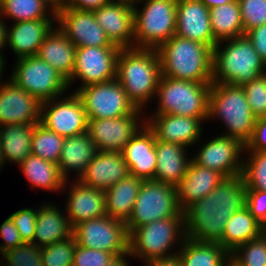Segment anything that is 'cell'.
Segmentation results:
<instances>
[{
	"instance_id": "obj_34",
	"label": "cell",
	"mask_w": 266,
	"mask_h": 266,
	"mask_svg": "<svg viewBox=\"0 0 266 266\" xmlns=\"http://www.w3.org/2000/svg\"><path fill=\"white\" fill-rule=\"evenodd\" d=\"M34 125L9 124L0 127V149L3 161L17 162L20 165L31 154Z\"/></svg>"
},
{
	"instance_id": "obj_26",
	"label": "cell",
	"mask_w": 266,
	"mask_h": 266,
	"mask_svg": "<svg viewBox=\"0 0 266 266\" xmlns=\"http://www.w3.org/2000/svg\"><path fill=\"white\" fill-rule=\"evenodd\" d=\"M67 209V218L71 227L82 221L106 215L105 192L86 186L79 180L71 185Z\"/></svg>"
},
{
	"instance_id": "obj_19",
	"label": "cell",
	"mask_w": 266,
	"mask_h": 266,
	"mask_svg": "<svg viewBox=\"0 0 266 266\" xmlns=\"http://www.w3.org/2000/svg\"><path fill=\"white\" fill-rule=\"evenodd\" d=\"M93 13L113 45L121 49L135 48L133 4L112 0Z\"/></svg>"
},
{
	"instance_id": "obj_16",
	"label": "cell",
	"mask_w": 266,
	"mask_h": 266,
	"mask_svg": "<svg viewBox=\"0 0 266 266\" xmlns=\"http://www.w3.org/2000/svg\"><path fill=\"white\" fill-rule=\"evenodd\" d=\"M141 109L130 115L113 119H88L87 133L97 151L122 152L125 145L139 130Z\"/></svg>"
},
{
	"instance_id": "obj_24",
	"label": "cell",
	"mask_w": 266,
	"mask_h": 266,
	"mask_svg": "<svg viewBox=\"0 0 266 266\" xmlns=\"http://www.w3.org/2000/svg\"><path fill=\"white\" fill-rule=\"evenodd\" d=\"M225 177L191 160L182 181L175 187L179 208L184 211L195 201L209 195Z\"/></svg>"
},
{
	"instance_id": "obj_51",
	"label": "cell",
	"mask_w": 266,
	"mask_h": 266,
	"mask_svg": "<svg viewBox=\"0 0 266 266\" xmlns=\"http://www.w3.org/2000/svg\"><path fill=\"white\" fill-rule=\"evenodd\" d=\"M112 0H65L61 8H71L82 11H95L107 5Z\"/></svg>"
},
{
	"instance_id": "obj_57",
	"label": "cell",
	"mask_w": 266,
	"mask_h": 266,
	"mask_svg": "<svg viewBox=\"0 0 266 266\" xmlns=\"http://www.w3.org/2000/svg\"><path fill=\"white\" fill-rule=\"evenodd\" d=\"M4 61H5L4 58L3 57H0V76L2 75V71H3L4 65H5L4 64Z\"/></svg>"
},
{
	"instance_id": "obj_41",
	"label": "cell",
	"mask_w": 266,
	"mask_h": 266,
	"mask_svg": "<svg viewBox=\"0 0 266 266\" xmlns=\"http://www.w3.org/2000/svg\"><path fill=\"white\" fill-rule=\"evenodd\" d=\"M76 240L72 235L64 241L42 247L43 266H72Z\"/></svg>"
},
{
	"instance_id": "obj_11",
	"label": "cell",
	"mask_w": 266,
	"mask_h": 266,
	"mask_svg": "<svg viewBox=\"0 0 266 266\" xmlns=\"http://www.w3.org/2000/svg\"><path fill=\"white\" fill-rule=\"evenodd\" d=\"M17 62L10 79L41 102L58 99L67 90V80L37 55L18 58Z\"/></svg>"
},
{
	"instance_id": "obj_18",
	"label": "cell",
	"mask_w": 266,
	"mask_h": 266,
	"mask_svg": "<svg viewBox=\"0 0 266 266\" xmlns=\"http://www.w3.org/2000/svg\"><path fill=\"white\" fill-rule=\"evenodd\" d=\"M42 102L21 89L13 80L0 85V127L36 124L41 120Z\"/></svg>"
},
{
	"instance_id": "obj_49",
	"label": "cell",
	"mask_w": 266,
	"mask_h": 266,
	"mask_svg": "<svg viewBox=\"0 0 266 266\" xmlns=\"http://www.w3.org/2000/svg\"><path fill=\"white\" fill-rule=\"evenodd\" d=\"M244 149L246 151H266V117L256 119L252 137Z\"/></svg>"
},
{
	"instance_id": "obj_31",
	"label": "cell",
	"mask_w": 266,
	"mask_h": 266,
	"mask_svg": "<svg viewBox=\"0 0 266 266\" xmlns=\"http://www.w3.org/2000/svg\"><path fill=\"white\" fill-rule=\"evenodd\" d=\"M142 182V179L129 174L105 190L106 214L126 223L131 217Z\"/></svg>"
},
{
	"instance_id": "obj_37",
	"label": "cell",
	"mask_w": 266,
	"mask_h": 266,
	"mask_svg": "<svg viewBox=\"0 0 266 266\" xmlns=\"http://www.w3.org/2000/svg\"><path fill=\"white\" fill-rule=\"evenodd\" d=\"M64 137L36 123L31 141V154L57 164L61 155Z\"/></svg>"
},
{
	"instance_id": "obj_35",
	"label": "cell",
	"mask_w": 266,
	"mask_h": 266,
	"mask_svg": "<svg viewBox=\"0 0 266 266\" xmlns=\"http://www.w3.org/2000/svg\"><path fill=\"white\" fill-rule=\"evenodd\" d=\"M19 167L29 180L31 187L57 191L66 186L67 180L62 176L58 165L43 160L39 156L30 154Z\"/></svg>"
},
{
	"instance_id": "obj_44",
	"label": "cell",
	"mask_w": 266,
	"mask_h": 266,
	"mask_svg": "<svg viewBox=\"0 0 266 266\" xmlns=\"http://www.w3.org/2000/svg\"><path fill=\"white\" fill-rule=\"evenodd\" d=\"M244 34L266 24V0H239Z\"/></svg>"
},
{
	"instance_id": "obj_42",
	"label": "cell",
	"mask_w": 266,
	"mask_h": 266,
	"mask_svg": "<svg viewBox=\"0 0 266 266\" xmlns=\"http://www.w3.org/2000/svg\"><path fill=\"white\" fill-rule=\"evenodd\" d=\"M11 266H43L42 248L33 243H23L2 253Z\"/></svg>"
},
{
	"instance_id": "obj_29",
	"label": "cell",
	"mask_w": 266,
	"mask_h": 266,
	"mask_svg": "<svg viewBox=\"0 0 266 266\" xmlns=\"http://www.w3.org/2000/svg\"><path fill=\"white\" fill-rule=\"evenodd\" d=\"M44 205L37 211L33 238V244L41 248L70 238L73 231L67 216L65 218L57 207L55 208L52 204ZM36 240L39 243H36Z\"/></svg>"
},
{
	"instance_id": "obj_56",
	"label": "cell",
	"mask_w": 266,
	"mask_h": 266,
	"mask_svg": "<svg viewBox=\"0 0 266 266\" xmlns=\"http://www.w3.org/2000/svg\"><path fill=\"white\" fill-rule=\"evenodd\" d=\"M44 1H46L52 8L50 9L52 15L56 14L55 12L58 11L64 5L65 2V0H44Z\"/></svg>"
},
{
	"instance_id": "obj_15",
	"label": "cell",
	"mask_w": 266,
	"mask_h": 266,
	"mask_svg": "<svg viewBox=\"0 0 266 266\" xmlns=\"http://www.w3.org/2000/svg\"><path fill=\"white\" fill-rule=\"evenodd\" d=\"M55 13L59 29L76 48L116 46L97 23L93 11L60 8Z\"/></svg>"
},
{
	"instance_id": "obj_14",
	"label": "cell",
	"mask_w": 266,
	"mask_h": 266,
	"mask_svg": "<svg viewBox=\"0 0 266 266\" xmlns=\"http://www.w3.org/2000/svg\"><path fill=\"white\" fill-rule=\"evenodd\" d=\"M120 50L117 46L76 48L75 66L67 81L68 88L73 79L77 78L83 81L81 87L115 79Z\"/></svg>"
},
{
	"instance_id": "obj_3",
	"label": "cell",
	"mask_w": 266,
	"mask_h": 266,
	"mask_svg": "<svg viewBox=\"0 0 266 266\" xmlns=\"http://www.w3.org/2000/svg\"><path fill=\"white\" fill-rule=\"evenodd\" d=\"M160 77L161 67L157 50L140 48L120 50L116 79L137 109L142 110L146 102L155 96Z\"/></svg>"
},
{
	"instance_id": "obj_2",
	"label": "cell",
	"mask_w": 266,
	"mask_h": 266,
	"mask_svg": "<svg viewBox=\"0 0 266 266\" xmlns=\"http://www.w3.org/2000/svg\"><path fill=\"white\" fill-rule=\"evenodd\" d=\"M157 52L161 76L213 83V49L208 45L174 35Z\"/></svg>"
},
{
	"instance_id": "obj_1",
	"label": "cell",
	"mask_w": 266,
	"mask_h": 266,
	"mask_svg": "<svg viewBox=\"0 0 266 266\" xmlns=\"http://www.w3.org/2000/svg\"><path fill=\"white\" fill-rule=\"evenodd\" d=\"M242 175L225 177L216 188L184 211L185 234L199 242H220L227 221L246 206Z\"/></svg>"
},
{
	"instance_id": "obj_52",
	"label": "cell",
	"mask_w": 266,
	"mask_h": 266,
	"mask_svg": "<svg viewBox=\"0 0 266 266\" xmlns=\"http://www.w3.org/2000/svg\"><path fill=\"white\" fill-rule=\"evenodd\" d=\"M147 266H181L177 256L166 259H155L146 262Z\"/></svg>"
},
{
	"instance_id": "obj_13",
	"label": "cell",
	"mask_w": 266,
	"mask_h": 266,
	"mask_svg": "<svg viewBox=\"0 0 266 266\" xmlns=\"http://www.w3.org/2000/svg\"><path fill=\"white\" fill-rule=\"evenodd\" d=\"M61 100L42 102L40 123L64 138L87 132L88 117L81 98L74 92Z\"/></svg>"
},
{
	"instance_id": "obj_47",
	"label": "cell",
	"mask_w": 266,
	"mask_h": 266,
	"mask_svg": "<svg viewBox=\"0 0 266 266\" xmlns=\"http://www.w3.org/2000/svg\"><path fill=\"white\" fill-rule=\"evenodd\" d=\"M246 207L254 218L266 228V191L247 190Z\"/></svg>"
},
{
	"instance_id": "obj_20",
	"label": "cell",
	"mask_w": 266,
	"mask_h": 266,
	"mask_svg": "<svg viewBox=\"0 0 266 266\" xmlns=\"http://www.w3.org/2000/svg\"><path fill=\"white\" fill-rule=\"evenodd\" d=\"M175 35L208 45L218 43L213 36L210 9L200 0H178Z\"/></svg>"
},
{
	"instance_id": "obj_5",
	"label": "cell",
	"mask_w": 266,
	"mask_h": 266,
	"mask_svg": "<svg viewBox=\"0 0 266 266\" xmlns=\"http://www.w3.org/2000/svg\"><path fill=\"white\" fill-rule=\"evenodd\" d=\"M220 117L229 132L244 146L251 139L256 118L253 116L242 86L212 83L209 93V115Z\"/></svg>"
},
{
	"instance_id": "obj_33",
	"label": "cell",
	"mask_w": 266,
	"mask_h": 266,
	"mask_svg": "<svg viewBox=\"0 0 266 266\" xmlns=\"http://www.w3.org/2000/svg\"><path fill=\"white\" fill-rule=\"evenodd\" d=\"M266 228L259 223L245 206L229 218L219 244L231 253L241 244L261 236Z\"/></svg>"
},
{
	"instance_id": "obj_7",
	"label": "cell",
	"mask_w": 266,
	"mask_h": 266,
	"mask_svg": "<svg viewBox=\"0 0 266 266\" xmlns=\"http://www.w3.org/2000/svg\"><path fill=\"white\" fill-rule=\"evenodd\" d=\"M178 0H146L141 11L134 6L135 48L157 50L175 35Z\"/></svg>"
},
{
	"instance_id": "obj_46",
	"label": "cell",
	"mask_w": 266,
	"mask_h": 266,
	"mask_svg": "<svg viewBox=\"0 0 266 266\" xmlns=\"http://www.w3.org/2000/svg\"><path fill=\"white\" fill-rule=\"evenodd\" d=\"M37 211L31 208H23L9 216L17 227L24 243H33Z\"/></svg>"
},
{
	"instance_id": "obj_28",
	"label": "cell",
	"mask_w": 266,
	"mask_h": 266,
	"mask_svg": "<svg viewBox=\"0 0 266 266\" xmlns=\"http://www.w3.org/2000/svg\"><path fill=\"white\" fill-rule=\"evenodd\" d=\"M186 147L156 139V170L153 181L177 186L184 178L192 159L186 158Z\"/></svg>"
},
{
	"instance_id": "obj_9",
	"label": "cell",
	"mask_w": 266,
	"mask_h": 266,
	"mask_svg": "<svg viewBox=\"0 0 266 266\" xmlns=\"http://www.w3.org/2000/svg\"><path fill=\"white\" fill-rule=\"evenodd\" d=\"M171 217H184L175 186L146 180L141 183L131 217L126 222L127 231L130 234L147 223Z\"/></svg>"
},
{
	"instance_id": "obj_23",
	"label": "cell",
	"mask_w": 266,
	"mask_h": 266,
	"mask_svg": "<svg viewBox=\"0 0 266 266\" xmlns=\"http://www.w3.org/2000/svg\"><path fill=\"white\" fill-rule=\"evenodd\" d=\"M128 175L129 170L121 152L97 151L79 181L105 191Z\"/></svg>"
},
{
	"instance_id": "obj_17",
	"label": "cell",
	"mask_w": 266,
	"mask_h": 266,
	"mask_svg": "<svg viewBox=\"0 0 266 266\" xmlns=\"http://www.w3.org/2000/svg\"><path fill=\"white\" fill-rule=\"evenodd\" d=\"M244 148L238 139L222 135L208 141L191 159L204 168L218 171L224 177L238 176L242 173L243 161L239 156Z\"/></svg>"
},
{
	"instance_id": "obj_6",
	"label": "cell",
	"mask_w": 266,
	"mask_h": 266,
	"mask_svg": "<svg viewBox=\"0 0 266 266\" xmlns=\"http://www.w3.org/2000/svg\"><path fill=\"white\" fill-rule=\"evenodd\" d=\"M211 84L161 76L156 91L160 106L154 114L208 118Z\"/></svg>"
},
{
	"instance_id": "obj_32",
	"label": "cell",
	"mask_w": 266,
	"mask_h": 266,
	"mask_svg": "<svg viewBox=\"0 0 266 266\" xmlns=\"http://www.w3.org/2000/svg\"><path fill=\"white\" fill-rule=\"evenodd\" d=\"M96 152V146L87 132L65 137L57 163L62 176L67 180L68 170L71 169L80 172L77 176H81Z\"/></svg>"
},
{
	"instance_id": "obj_12",
	"label": "cell",
	"mask_w": 266,
	"mask_h": 266,
	"mask_svg": "<svg viewBox=\"0 0 266 266\" xmlns=\"http://www.w3.org/2000/svg\"><path fill=\"white\" fill-rule=\"evenodd\" d=\"M75 93L81 98L88 119H113L137 110L116 78L80 87Z\"/></svg>"
},
{
	"instance_id": "obj_45",
	"label": "cell",
	"mask_w": 266,
	"mask_h": 266,
	"mask_svg": "<svg viewBox=\"0 0 266 266\" xmlns=\"http://www.w3.org/2000/svg\"><path fill=\"white\" fill-rule=\"evenodd\" d=\"M115 256L102 250L84 248L76 244L72 266H105Z\"/></svg>"
},
{
	"instance_id": "obj_36",
	"label": "cell",
	"mask_w": 266,
	"mask_h": 266,
	"mask_svg": "<svg viewBox=\"0 0 266 266\" xmlns=\"http://www.w3.org/2000/svg\"><path fill=\"white\" fill-rule=\"evenodd\" d=\"M210 22L214 38L219 42L244 35L238 2L210 9Z\"/></svg>"
},
{
	"instance_id": "obj_30",
	"label": "cell",
	"mask_w": 266,
	"mask_h": 266,
	"mask_svg": "<svg viewBox=\"0 0 266 266\" xmlns=\"http://www.w3.org/2000/svg\"><path fill=\"white\" fill-rule=\"evenodd\" d=\"M181 247L176 255L181 266H230V253L218 242H199L186 237Z\"/></svg>"
},
{
	"instance_id": "obj_40",
	"label": "cell",
	"mask_w": 266,
	"mask_h": 266,
	"mask_svg": "<svg viewBox=\"0 0 266 266\" xmlns=\"http://www.w3.org/2000/svg\"><path fill=\"white\" fill-rule=\"evenodd\" d=\"M249 152V161H243L241 173L247 190L266 191V151Z\"/></svg>"
},
{
	"instance_id": "obj_10",
	"label": "cell",
	"mask_w": 266,
	"mask_h": 266,
	"mask_svg": "<svg viewBox=\"0 0 266 266\" xmlns=\"http://www.w3.org/2000/svg\"><path fill=\"white\" fill-rule=\"evenodd\" d=\"M76 244L113 255L129 256V233L126 223L107 214L82 221L72 229Z\"/></svg>"
},
{
	"instance_id": "obj_27",
	"label": "cell",
	"mask_w": 266,
	"mask_h": 266,
	"mask_svg": "<svg viewBox=\"0 0 266 266\" xmlns=\"http://www.w3.org/2000/svg\"><path fill=\"white\" fill-rule=\"evenodd\" d=\"M54 28L43 40L37 56L68 81L75 66L76 46L59 29V26L56 30Z\"/></svg>"
},
{
	"instance_id": "obj_39",
	"label": "cell",
	"mask_w": 266,
	"mask_h": 266,
	"mask_svg": "<svg viewBox=\"0 0 266 266\" xmlns=\"http://www.w3.org/2000/svg\"><path fill=\"white\" fill-rule=\"evenodd\" d=\"M230 266H266V231L236 247L230 253Z\"/></svg>"
},
{
	"instance_id": "obj_59",
	"label": "cell",
	"mask_w": 266,
	"mask_h": 266,
	"mask_svg": "<svg viewBox=\"0 0 266 266\" xmlns=\"http://www.w3.org/2000/svg\"><path fill=\"white\" fill-rule=\"evenodd\" d=\"M3 163H4V161L2 159V153H1V149H0V169H2L1 166L3 165Z\"/></svg>"
},
{
	"instance_id": "obj_4",
	"label": "cell",
	"mask_w": 266,
	"mask_h": 266,
	"mask_svg": "<svg viewBox=\"0 0 266 266\" xmlns=\"http://www.w3.org/2000/svg\"><path fill=\"white\" fill-rule=\"evenodd\" d=\"M223 41L228 44L220 49ZM265 73L266 64L246 34L219 41L214 46L213 83L243 86Z\"/></svg>"
},
{
	"instance_id": "obj_8",
	"label": "cell",
	"mask_w": 266,
	"mask_h": 266,
	"mask_svg": "<svg viewBox=\"0 0 266 266\" xmlns=\"http://www.w3.org/2000/svg\"><path fill=\"white\" fill-rule=\"evenodd\" d=\"M184 223V217H171L135 228L129 234V255L140 257L144 262L175 257L177 253L168 255L166 252L177 239L186 238Z\"/></svg>"
},
{
	"instance_id": "obj_38",
	"label": "cell",
	"mask_w": 266,
	"mask_h": 266,
	"mask_svg": "<svg viewBox=\"0 0 266 266\" xmlns=\"http://www.w3.org/2000/svg\"><path fill=\"white\" fill-rule=\"evenodd\" d=\"M44 0H0V13L16 22L49 19Z\"/></svg>"
},
{
	"instance_id": "obj_58",
	"label": "cell",
	"mask_w": 266,
	"mask_h": 266,
	"mask_svg": "<svg viewBox=\"0 0 266 266\" xmlns=\"http://www.w3.org/2000/svg\"><path fill=\"white\" fill-rule=\"evenodd\" d=\"M122 1H125V2H128V3H131V4H133V5H135L136 4V2L138 3V2H141V0H122ZM135 3V4H134Z\"/></svg>"
},
{
	"instance_id": "obj_21",
	"label": "cell",
	"mask_w": 266,
	"mask_h": 266,
	"mask_svg": "<svg viewBox=\"0 0 266 266\" xmlns=\"http://www.w3.org/2000/svg\"><path fill=\"white\" fill-rule=\"evenodd\" d=\"M141 129L125 145L121 153L130 175L143 181L153 180L157 160L156 136L147 124Z\"/></svg>"
},
{
	"instance_id": "obj_53",
	"label": "cell",
	"mask_w": 266,
	"mask_h": 266,
	"mask_svg": "<svg viewBox=\"0 0 266 266\" xmlns=\"http://www.w3.org/2000/svg\"><path fill=\"white\" fill-rule=\"evenodd\" d=\"M207 8L212 9L227 3L238 2L239 0H200Z\"/></svg>"
},
{
	"instance_id": "obj_55",
	"label": "cell",
	"mask_w": 266,
	"mask_h": 266,
	"mask_svg": "<svg viewBox=\"0 0 266 266\" xmlns=\"http://www.w3.org/2000/svg\"><path fill=\"white\" fill-rule=\"evenodd\" d=\"M124 257L126 255L115 256L108 264L105 266H128L127 260Z\"/></svg>"
},
{
	"instance_id": "obj_22",
	"label": "cell",
	"mask_w": 266,
	"mask_h": 266,
	"mask_svg": "<svg viewBox=\"0 0 266 266\" xmlns=\"http://www.w3.org/2000/svg\"><path fill=\"white\" fill-rule=\"evenodd\" d=\"M145 120L161 142L177 143L187 147L197 142L202 134L201 123L209 118H191L172 114H154Z\"/></svg>"
},
{
	"instance_id": "obj_50",
	"label": "cell",
	"mask_w": 266,
	"mask_h": 266,
	"mask_svg": "<svg viewBox=\"0 0 266 266\" xmlns=\"http://www.w3.org/2000/svg\"><path fill=\"white\" fill-rule=\"evenodd\" d=\"M246 35L252 41L262 61L266 64V24L249 30Z\"/></svg>"
},
{
	"instance_id": "obj_48",
	"label": "cell",
	"mask_w": 266,
	"mask_h": 266,
	"mask_svg": "<svg viewBox=\"0 0 266 266\" xmlns=\"http://www.w3.org/2000/svg\"><path fill=\"white\" fill-rule=\"evenodd\" d=\"M0 236L4 240V243L0 246L1 254L24 243L17 227L14 225V222L10 217H8L0 226Z\"/></svg>"
},
{
	"instance_id": "obj_25",
	"label": "cell",
	"mask_w": 266,
	"mask_h": 266,
	"mask_svg": "<svg viewBox=\"0 0 266 266\" xmlns=\"http://www.w3.org/2000/svg\"><path fill=\"white\" fill-rule=\"evenodd\" d=\"M51 17L53 18L14 22L13 27L7 29L6 44L18 58L37 55L40 45L52 30V19L56 23V14Z\"/></svg>"
},
{
	"instance_id": "obj_60",
	"label": "cell",
	"mask_w": 266,
	"mask_h": 266,
	"mask_svg": "<svg viewBox=\"0 0 266 266\" xmlns=\"http://www.w3.org/2000/svg\"><path fill=\"white\" fill-rule=\"evenodd\" d=\"M6 264H7V265H6ZM4 266H11V265H10L8 262H6Z\"/></svg>"
},
{
	"instance_id": "obj_54",
	"label": "cell",
	"mask_w": 266,
	"mask_h": 266,
	"mask_svg": "<svg viewBox=\"0 0 266 266\" xmlns=\"http://www.w3.org/2000/svg\"><path fill=\"white\" fill-rule=\"evenodd\" d=\"M6 34H7V27L6 24L0 18V50L6 46ZM5 45V46H4ZM1 52V51H0ZM0 57H3L0 53Z\"/></svg>"
},
{
	"instance_id": "obj_43",
	"label": "cell",
	"mask_w": 266,
	"mask_h": 266,
	"mask_svg": "<svg viewBox=\"0 0 266 266\" xmlns=\"http://www.w3.org/2000/svg\"><path fill=\"white\" fill-rule=\"evenodd\" d=\"M253 116L266 117V73L242 86Z\"/></svg>"
}]
</instances>
